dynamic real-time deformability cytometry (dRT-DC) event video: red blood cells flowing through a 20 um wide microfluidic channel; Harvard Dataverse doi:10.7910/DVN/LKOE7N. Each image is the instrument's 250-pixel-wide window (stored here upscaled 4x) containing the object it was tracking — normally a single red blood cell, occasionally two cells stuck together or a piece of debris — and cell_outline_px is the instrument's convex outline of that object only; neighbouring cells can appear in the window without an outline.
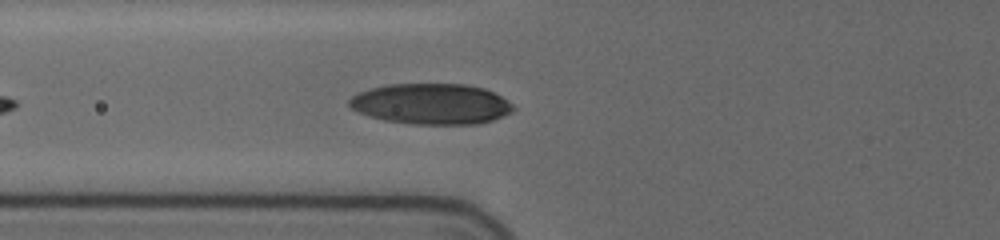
{"species": "human", "species_latin": "Homo sapiens", "temperature_condition": "cold", "stored_images_in_passage": 13, "camera_frame_rate_fps": 3000, "um_per_image_px": 0.085, "donor": {"sex": "female"}, "frame": {"image": 1, "passage_image": 6, "time_ms": 1.667, "image_size_px": [1000, 240], "cell_outline_px": [[516, 108], [512, 112], [504, 116], [480, 124], [416, 124], [384, 120], [368, 116], [352, 108], [348, 104], [348, 100], [352, 96], [360, 92], [372, 88], [388, 84], [464, 84], [484, 88], [508, 100]], "centroid_in_image_um": [36.68, 8.83], "position_along_channel_um": 89.1, "area_um2": 38.9}}
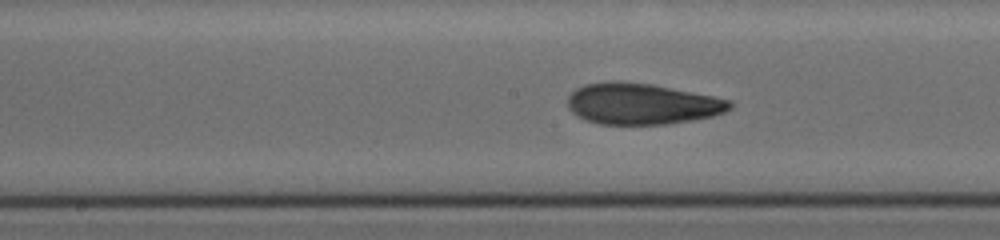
{"frame": {"image": 2, "passage_image": 11, "time_ms": 3.333, "image_size_px": [1000, 240], "cell_outline_px": [[732, 108], [724, 112], [712, 116], [692, 120], [668, 124], [600, 124], [584, 120], [572, 112], [568, 108], [568, 96], [576, 88], [584, 84], [616, 80], [620, 80], [652, 84], [732, 100]], "centroid_in_image_um": [54.54, 8.82], "position_along_channel_um": 193.7, "area_um2": 39.02}}